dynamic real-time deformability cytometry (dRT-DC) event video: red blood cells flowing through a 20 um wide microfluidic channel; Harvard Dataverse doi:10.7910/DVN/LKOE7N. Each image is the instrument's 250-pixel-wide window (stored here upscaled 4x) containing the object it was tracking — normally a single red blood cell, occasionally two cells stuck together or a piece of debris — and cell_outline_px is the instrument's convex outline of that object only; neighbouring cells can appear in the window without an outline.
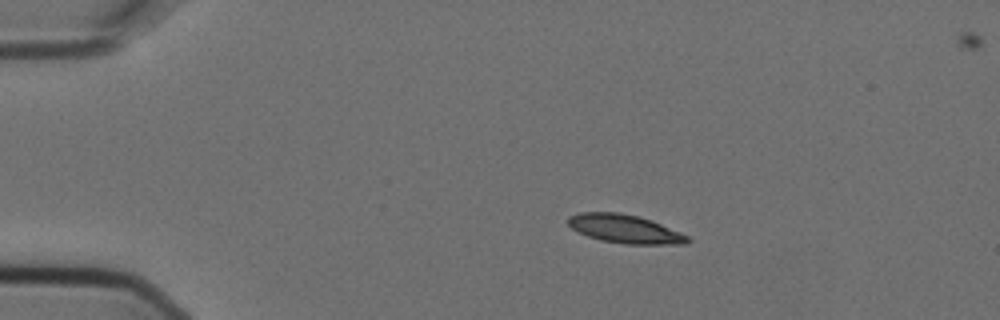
{"species": "Egyptian fruit bat (a non-hibernating species)", "species_latin": "Rousettus aegyptiacus", "temperature_condition": "cold", "stored_images_in_passage": 3, "camera_frame_rate_fps": 3000, "um_per_image_px": 0.085, "animal": {"sex": "female"}, "frame": {"image": 1, "passage_image": 1, "time_ms": 0.0, "image_size_px": [1000, 320], "cell_outline_px": [[692, 240], [688, 244], [624, 244], [600, 240], [588, 236], [572, 228], [568, 224], [568, 216], [580, 212], [620, 212], [652, 220], [688, 236]], "centroid_in_image_um": [53.12, 19.46], "position_along_channel_um": 31.9, "area_um2": 19.83}}